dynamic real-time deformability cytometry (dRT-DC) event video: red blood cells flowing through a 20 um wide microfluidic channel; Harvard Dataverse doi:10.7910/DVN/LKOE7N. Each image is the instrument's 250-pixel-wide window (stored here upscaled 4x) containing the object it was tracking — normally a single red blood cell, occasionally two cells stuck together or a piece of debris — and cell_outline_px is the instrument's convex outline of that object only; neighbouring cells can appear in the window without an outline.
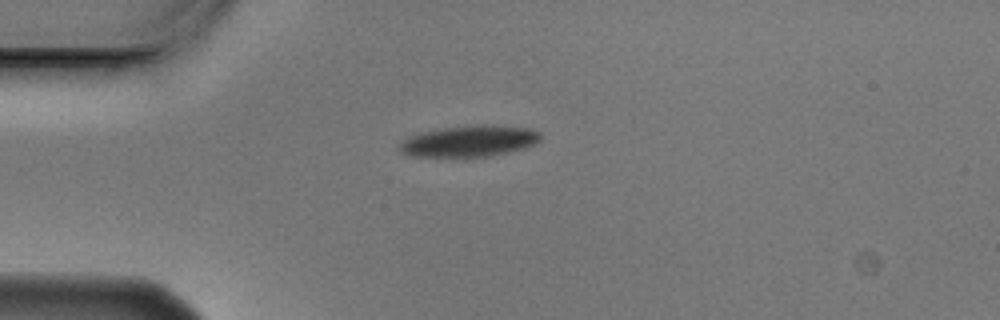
{"species": "Egyptian fruit bat (a non-hibernating species)", "species_latin": "Rousettus aegyptiacus", "temperature_condition": "cold", "stored_images_in_passage": 4, "camera_frame_rate_fps": 3000, "um_per_image_px": 0.085, "animal": {"sex": "male"}, "frame": {"image": 1, "passage_image": 1, "time_ms": 0.0, "image_size_px": [1000, 320], "cell_outline_px": [[540, 140], [528, 148], [492, 156], [412, 156], [404, 152], [400, 148], [400, 144], [408, 136], [424, 132], [444, 128], [472, 124], [488, 124], [528, 128], [540, 132]], "centroid_in_image_um": [39.98, 11.98], "position_along_channel_um": 45.0, "area_um2": 25.55}}
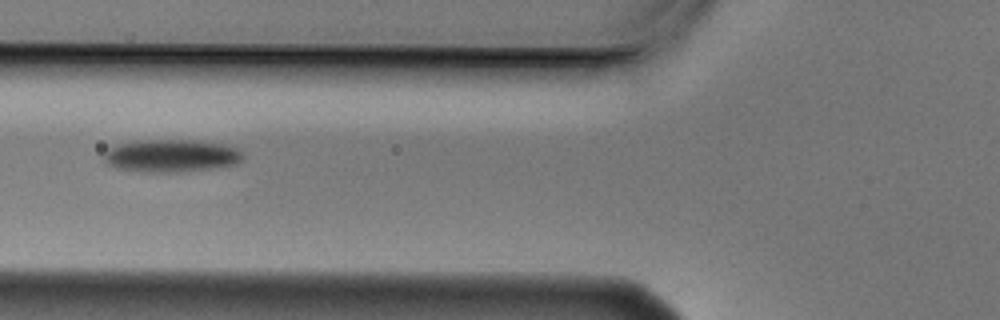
{"frame": {"image": 2, "passage_image": 3, "time_ms": 0.667, "image_size_px": [1000, 320], "cell_outline_px": [[244, 160], [236, 164], [180, 172], [148, 172], [116, 168], [108, 164], [104, 160], [104, 152], [108, 148], [116, 144], [132, 140], [200, 140], [228, 144], [236, 148], [244, 156]], "centroid_in_image_um": [14.55, 13.22], "position_along_channel_um": 111.3, "area_um2": 26.76}}
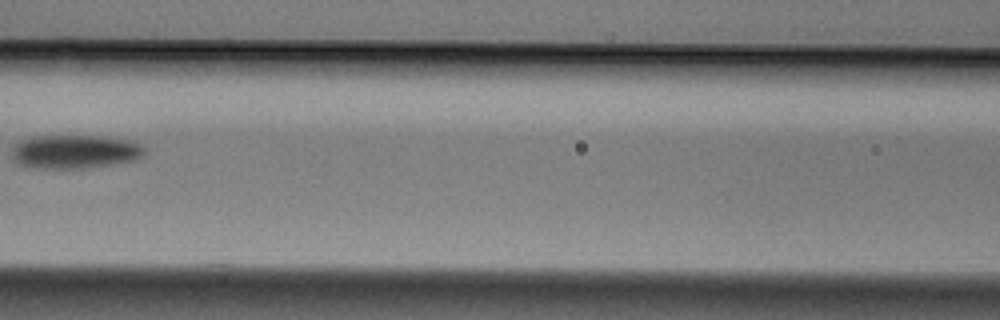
{"frame": {"image": 3, "passage_image": 4, "time_ms": 1.0, "image_size_px": [1000, 320], "cell_outline_px": [[144, 156], [136, 160], [112, 164], [84, 168], [28, 168], [12, 160], [12, 148], [20, 140], [32, 136], [96, 136], [128, 140], [144, 144]], "centroid_in_image_um": [6.35, 12.89], "position_along_channel_um": 160.3, "area_um2": 26.24}}